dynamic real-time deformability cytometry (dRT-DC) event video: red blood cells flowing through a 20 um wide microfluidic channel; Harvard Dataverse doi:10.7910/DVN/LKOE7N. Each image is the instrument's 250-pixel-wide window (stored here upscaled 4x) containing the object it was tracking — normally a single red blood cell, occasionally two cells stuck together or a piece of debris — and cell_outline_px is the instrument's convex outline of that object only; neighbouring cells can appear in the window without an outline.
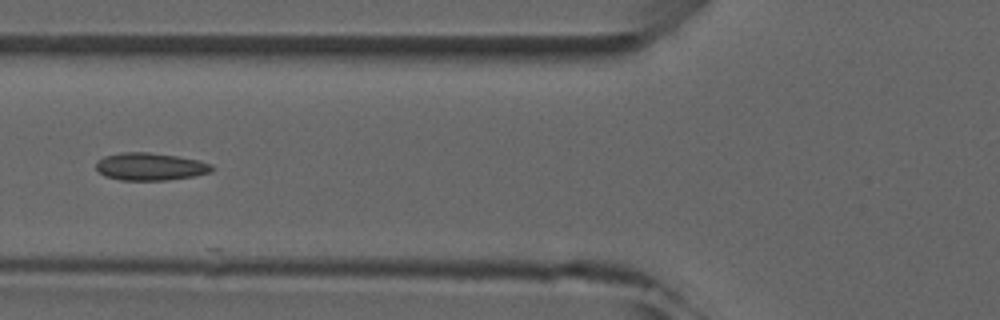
{"species": "common noctule bat (a hibernating species)", "species_latin": "Nyctalus noctula", "temperature_condition": "room temperature", "stored_images_in_passage": 6, "camera_frame_rate_fps": 3000, "um_per_image_px": 0.085, "animal": {"sex": "male", "forearm_length_mm": 52.5}, "frame": {"image": 1, "passage_image": 5, "time_ms": 4.667, "image_size_px": [1000, 320], "cell_outline_px": [[216, 168], [212, 172], [192, 176], [164, 180], [120, 180], [104, 176], [96, 168], [96, 160], [104, 156], [120, 152], [148, 152], [176, 156], [200, 160], [212, 164]], "centroid_in_image_um": [12.77, 14.15], "position_along_channel_um": 113.0, "area_um2": 18.73}}